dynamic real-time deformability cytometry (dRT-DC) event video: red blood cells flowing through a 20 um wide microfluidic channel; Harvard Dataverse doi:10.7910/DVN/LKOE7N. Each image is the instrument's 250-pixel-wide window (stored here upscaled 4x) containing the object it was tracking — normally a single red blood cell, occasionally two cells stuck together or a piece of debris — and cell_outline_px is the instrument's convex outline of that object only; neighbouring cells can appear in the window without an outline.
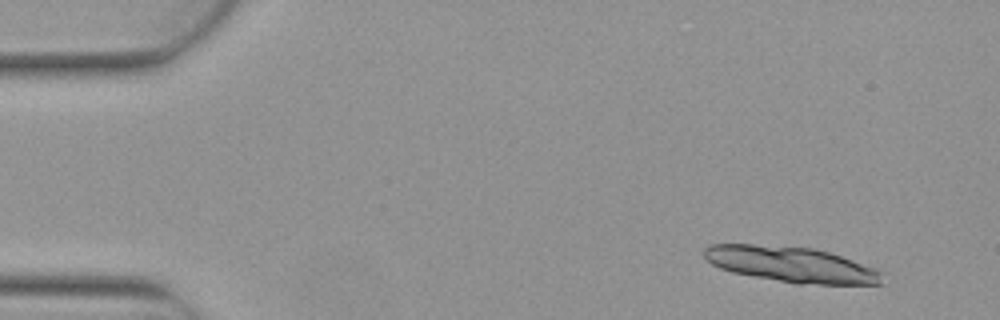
{"species": "Egyptian fruit bat (a non-hibernating species)", "species_latin": "Rousettus aegyptiacus", "temperature_condition": "warm", "stored_images_in_passage": 4, "camera_frame_rate_fps": 3000, "um_per_image_px": 0.085, "animal": {"sex": "female"}, "frame": {"image": 1, "passage_image": 1, "time_ms": 0.0, "image_size_px": [1000, 320], "cell_outline_px": [[884, 284], [796, 284], [732, 272], [720, 268], [712, 264], [704, 256], [704, 248], [708, 244], [752, 244], [812, 248], [828, 252], [876, 268], [880, 272]], "centroid_in_image_um": [67.24, 22.48], "position_along_channel_um": 17.8, "area_um2": 36.7}}